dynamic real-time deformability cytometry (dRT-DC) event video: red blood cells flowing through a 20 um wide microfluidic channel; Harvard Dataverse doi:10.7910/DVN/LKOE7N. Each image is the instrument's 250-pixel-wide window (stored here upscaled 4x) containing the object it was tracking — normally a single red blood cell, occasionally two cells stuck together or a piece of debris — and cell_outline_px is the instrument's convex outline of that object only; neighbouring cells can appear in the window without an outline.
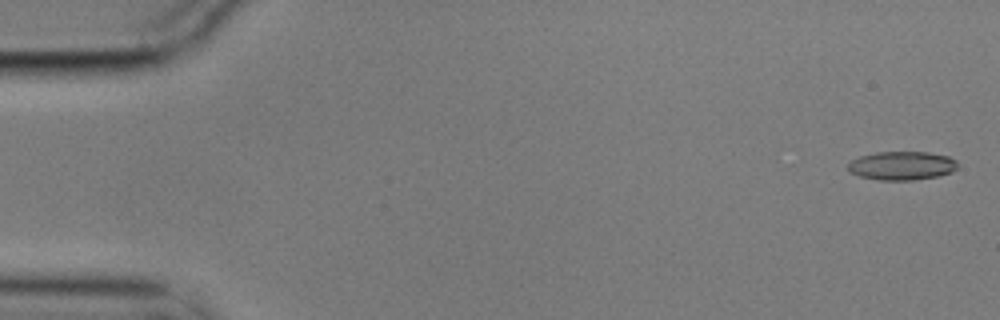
{"species": "common noctule bat (a hibernating species)", "species_latin": "Nyctalus noctula", "temperature_condition": "cold", "stored_images_in_passage": 8, "camera_frame_rate_fps": 3000, "um_per_image_px": 0.085, "animal": {"sex": "male", "body_mass_g": 17.9}, "frame": {"image": 1, "passage_image": 1, "time_ms": 0.0, "image_size_px": [1000, 320], "cell_outline_px": [[956, 168], [952, 172], [936, 176], [912, 180], [880, 180], [860, 176], [848, 172], [848, 164], [852, 160], [860, 156], [876, 152], [928, 152], [948, 156], [956, 160]], "centroid_in_image_um": [76.63, 14.08], "position_along_channel_um": 8.4, "area_um2": 18.21}}
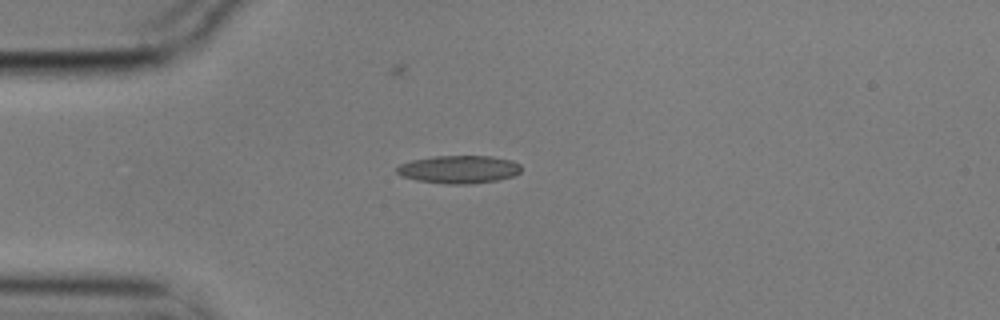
{"frame": {"image": 2, "passage_image": 5, "time_ms": 1.333, "image_size_px": [1000, 320], "cell_outline_px": [[520, 172], [512, 176], [496, 180], [468, 184], [448, 184], [416, 180], [400, 176], [396, 172], [396, 168], [400, 164], [412, 160], [432, 156], [492, 156], [512, 160], [520, 164]], "centroid_in_image_um": [38.98, 14.39], "position_along_channel_um": 46.0, "area_um2": 20.23}}
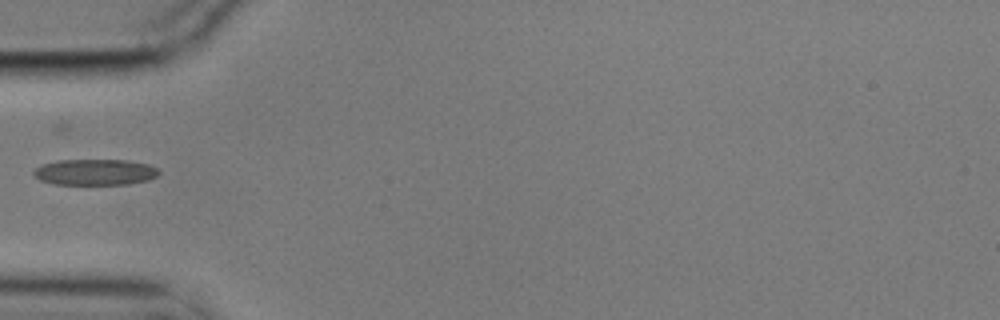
{"frame": {"image": 3, "passage_image": 6, "time_ms": 1.667, "image_size_px": [1000, 320], "cell_outline_px": [[160, 172], [156, 176], [148, 180], [128, 184], [56, 184], [40, 180], [32, 176], [32, 172], [36, 168], [44, 164], [60, 160], [124, 160], [148, 164], [156, 168]], "centroid_in_image_um": [8.06, 14.63], "position_along_channel_um": 76.9, "area_um2": 18.84}}